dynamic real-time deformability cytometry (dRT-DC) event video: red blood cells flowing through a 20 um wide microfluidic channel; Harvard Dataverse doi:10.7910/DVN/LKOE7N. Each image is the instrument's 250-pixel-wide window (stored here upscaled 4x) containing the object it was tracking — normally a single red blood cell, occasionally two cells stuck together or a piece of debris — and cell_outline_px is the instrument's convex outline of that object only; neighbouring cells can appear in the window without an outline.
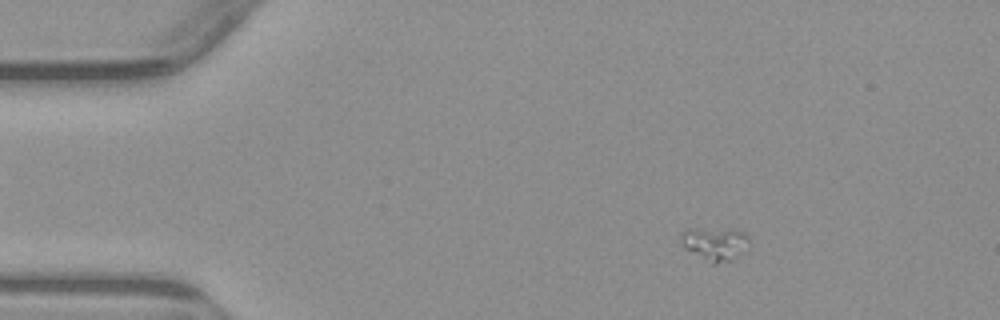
{"species": "common noctule bat (a hibernating species)", "species_latin": "Nyctalus noctula", "temperature_condition": "warm", "stored_images_in_passage": 4, "camera_frame_rate_fps": 3000, "um_per_image_px": 0.085, "animal": {"sex": "male", "body_mass_g": 23.1, "forearm_length_mm": 52.7}, "frame": {"image": 1, "passage_image": 2, "time_ms": 1.333, "image_size_px": [1000, 320], "cell_outline_px": [[748, 240], [740, 252], [732, 260], [716, 264], [712, 264], [688, 248], [680, 240], [680, 236], [688, 228], [732, 228], [744, 232], [748, 236]], "centroid_in_image_um": [60.77, 20.67], "position_along_channel_um": 24.2, "area_um2": 12.83}}